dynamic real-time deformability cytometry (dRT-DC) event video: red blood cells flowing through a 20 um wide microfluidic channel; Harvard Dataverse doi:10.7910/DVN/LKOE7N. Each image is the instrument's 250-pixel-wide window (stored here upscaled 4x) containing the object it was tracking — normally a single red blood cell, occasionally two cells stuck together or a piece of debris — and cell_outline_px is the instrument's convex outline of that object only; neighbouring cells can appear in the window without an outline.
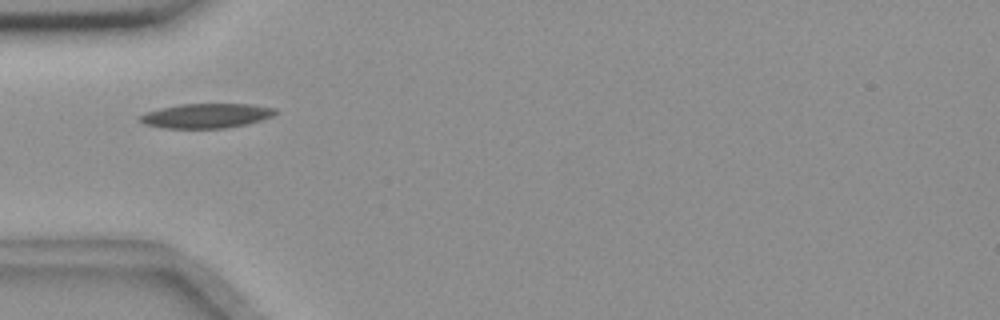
{"species": "common noctule bat (a hibernating species)", "species_latin": "Nyctalus noctula", "temperature_condition": "room temperature", "stored_images_in_passage": 5, "camera_frame_rate_fps": 3000, "um_per_image_px": 0.085, "animal": {"sex": "female", "body_mass_g": 18.4}, "frame": {"image": 1, "passage_image": 1, "time_ms": 0.0, "image_size_px": [1000, 320], "cell_outline_px": [[276, 112], [272, 116], [260, 120], [244, 124], [224, 128], [164, 128], [144, 124], [136, 120], [144, 112], [160, 108], [180, 104], [252, 104], [276, 108]], "centroid_in_image_um": [17.47, 9.83], "position_along_channel_um": 67.5, "area_um2": 19.36}}
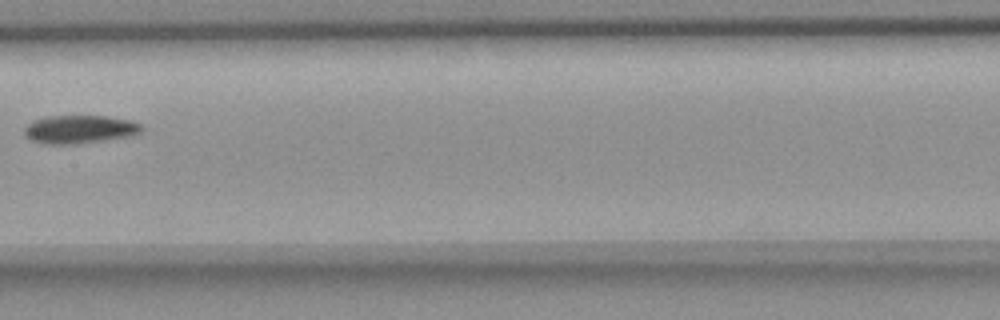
{"frame": {"image": 2, "passage_image": 4, "time_ms": 3.667, "image_size_px": [1000, 320], "cell_outline_px": [[144, 128], [140, 132], [124, 136], [100, 140], [72, 144], [44, 144], [32, 140], [24, 136], [24, 128], [32, 120], [48, 116], [104, 116], [128, 120], [140, 124]], "centroid_in_image_um": [6.67, 10.98], "position_along_channel_um": 200.7, "area_um2": 18.9}}
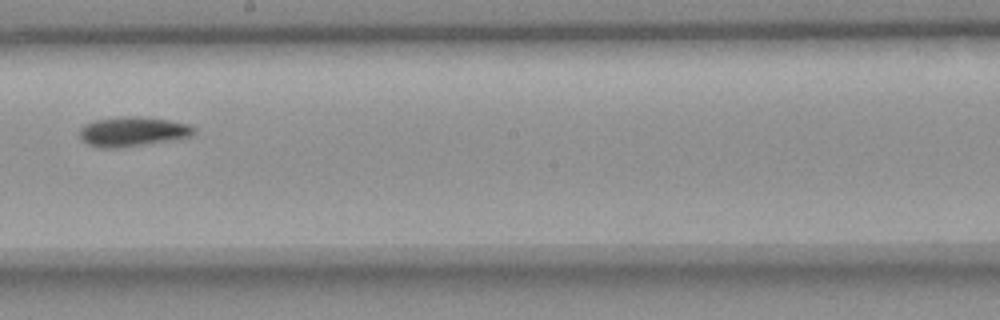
{"frame": {"image": 3, "passage_image": 5, "time_ms": 4.667, "image_size_px": [1000, 320], "cell_outline_px": [[196, 132], [188, 136], [172, 140], [120, 148], [104, 148], [88, 144], [80, 136], [80, 128], [84, 124], [96, 120], [116, 116], [140, 116], [168, 120], [192, 124], [196, 128]], "centroid_in_image_um": [11.3, 11.17], "position_along_channel_um": 236.9, "area_um2": 19.83}}